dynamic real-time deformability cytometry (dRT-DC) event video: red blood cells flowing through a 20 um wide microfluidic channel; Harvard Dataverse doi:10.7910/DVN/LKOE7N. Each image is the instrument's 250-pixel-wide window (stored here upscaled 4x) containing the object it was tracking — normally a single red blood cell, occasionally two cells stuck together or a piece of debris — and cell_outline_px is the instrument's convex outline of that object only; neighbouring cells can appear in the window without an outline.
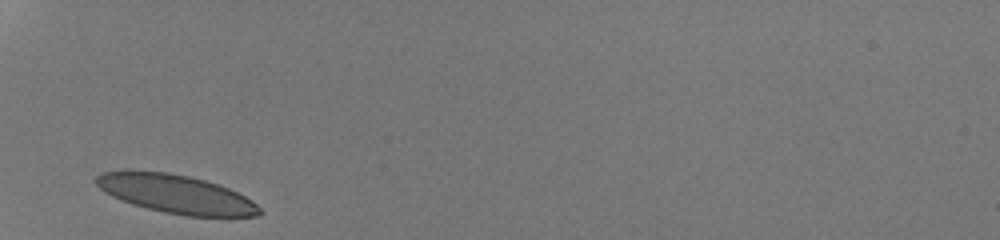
{"species": "human", "species_latin": "Homo sapiens", "temperature_condition": "room temperature", "stored_images_in_passage": 25, "camera_frame_rate_fps": 3000, "um_per_image_px": 0.085, "donor": {"sex": "male"}, "frame": {"image": 1, "passage_image": 1, "time_ms": 0.0, "image_size_px": [1000, 240], "cell_outline_px": [[264, 212], [260, 216], [188, 216], [164, 212], [132, 204], [120, 200], [104, 192], [92, 180], [100, 172], [124, 168], [128, 168], [168, 172], [188, 176], [204, 180], [228, 188], [252, 200]], "centroid_in_image_um": [14.86, 16.45], "position_along_channel_um": 70.1, "area_um2": 37.28}}
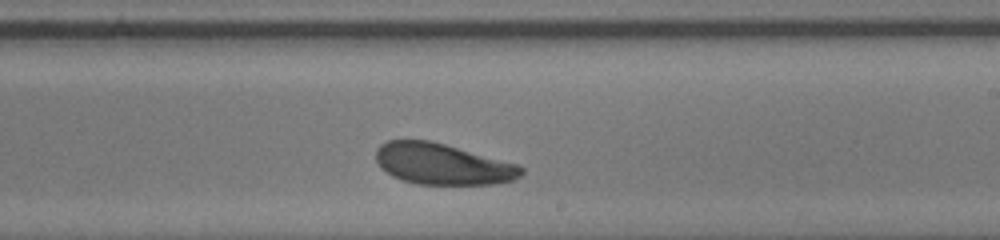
{"frame": {"image": 2, "passage_image": 15, "time_ms": 4.667, "image_size_px": [1000, 240], "cell_outline_px": [[524, 172], [520, 176], [512, 180], [492, 184], [416, 184], [392, 176], [380, 168], [376, 160], [376, 148], [380, 144], [388, 140], [432, 140], [516, 164], [524, 168]], "centroid_in_image_um": [37.57, 13.93], "position_along_channel_um": 251.4, "area_um2": 34.74}}
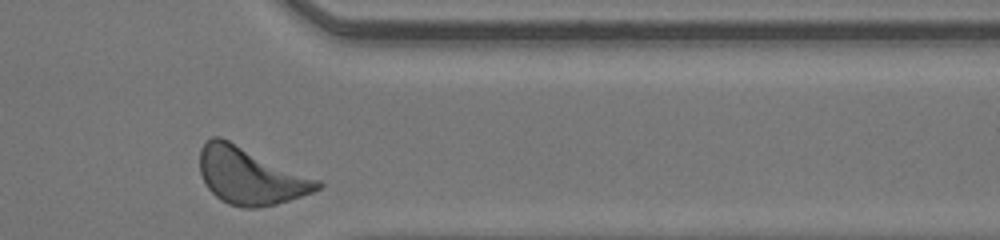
{"frame": {"image": 3, "passage_image": 25, "time_ms": 8.0, "image_size_px": [1000, 240], "cell_outline_px": [[324, 184], [320, 188], [312, 192], [276, 204], [256, 208], [244, 208], [228, 204], [220, 200], [208, 188], [200, 172], [200, 148], [212, 136], [220, 136], [320, 180]], "centroid_in_image_um": [21.27, 14.95], "position_along_channel_um": 390.1, "area_um2": 38.78}, "authors_computed_cell_mechanics": {"area_um2": 36.2984, "velocity_mm_per_s": 4.193, "shape_relaxation_time_tau1_ms": 1.4609, "shape_relaxation_time_tau2_ms": 9.9956, "deformation_change_tau1": 0.0821, "deformation_change_tau2": 0.1949}}